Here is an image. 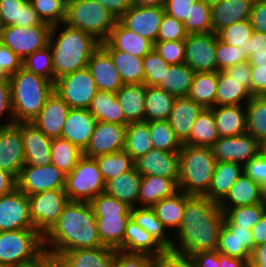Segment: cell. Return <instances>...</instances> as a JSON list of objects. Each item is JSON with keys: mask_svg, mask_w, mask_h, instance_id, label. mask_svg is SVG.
<instances>
[{"mask_svg": "<svg viewBox=\"0 0 266 267\" xmlns=\"http://www.w3.org/2000/svg\"><path fill=\"white\" fill-rule=\"evenodd\" d=\"M14 123L32 122L54 91V84L21 67L9 76Z\"/></svg>", "mask_w": 266, "mask_h": 267, "instance_id": "cell-4", "label": "cell"}, {"mask_svg": "<svg viewBox=\"0 0 266 267\" xmlns=\"http://www.w3.org/2000/svg\"><path fill=\"white\" fill-rule=\"evenodd\" d=\"M9 113L12 120L9 123H0V127H6L15 124L12 114V104H11V88L9 77H0V118Z\"/></svg>", "mask_w": 266, "mask_h": 267, "instance_id": "cell-68", "label": "cell"}, {"mask_svg": "<svg viewBox=\"0 0 266 267\" xmlns=\"http://www.w3.org/2000/svg\"><path fill=\"white\" fill-rule=\"evenodd\" d=\"M264 191L265 189L260 184L243 172L219 206L220 208H235L265 203Z\"/></svg>", "mask_w": 266, "mask_h": 267, "instance_id": "cell-26", "label": "cell"}, {"mask_svg": "<svg viewBox=\"0 0 266 267\" xmlns=\"http://www.w3.org/2000/svg\"><path fill=\"white\" fill-rule=\"evenodd\" d=\"M126 125L97 121L90 142L83 151V156L97 158L122 151L125 148Z\"/></svg>", "mask_w": 266, "mask_h": 267, "instance_id": "cell-16", "label": "cell"}, {"mask_svg": "<svg viewBox=\"0 0 266 267\" xmlns=\"http://www.w3.org/2000/svg\"><path fill=\"white\" fill-rule=\"evenodd\" d=\"M184 25L188 34L211 32V7L204 0H197L192 4L189 19L185 20Z\"/></svg>", "mask_w": 266, "mask_h": 267, "instance_id": "cell-54", "label": "cell"}, {"mask_svg": "<svg viewBox=\"0 0 266 267\" xmlns=\"http://www.w3.org/2000/svg\"><path fill=\"white\" fill-rule=\"evenodd\" d=\"M90 204L95 217H131V207L105 192L96 196Z\"/></svg>", "mask_w": 266, "mask_h": 267, "instance_id": "cell-56", "label": "cell"}, {"mask_svg": "<svg viewBox=\"0 0 266 267\" xmlns=\"http://www.w3.org/2000/svg\"><path fill=\"white\" fill-rule=\"evenodd\" d=\"M218 72H195L187 97L204 108L216 106Z\"/></svg>", "mask_w": 266, "mask_h": 267, "instance_id": "cell-41", "label": "cell"}, {"mask_svg": "<svg viewBox=\"0 0 266 267\" xmlns=\"http://www.w3.org/2000/svg\"><path fill=\"white\" fill-rule=\"evenodd\" d=\"M95 159L105 182L135 168V161L125 150L100 155Z\"/></svg>", "mask_w": 266, "mask_h": 267, "instance_id": "cell-51", "label": "cell"}, {"mask_svg": "<svg viewBox=\"0 0 266 267\" xmlns=\"http://www.w3.org/2000/svg\"><path fill=\"white\" fill-rule=\"evenodd\" d=\"M50 25L41 20L29 0H0V27Z\"/></svg>", "mask_w": 266, "mask_h": 267, "instance_id": "cell-27", "label": "cell"}, {"mask_svg": "<svg viewBox=\"0 0 266 267\" xmlns=\"http://www.w3.org/2000/svg\"><path fill=\"white\" fill-rule=\"evenodd\" d=\"M243 173V166L230 161H217L212 182L204 195L209 200L220 203Z\"/></svg>", "mask_w": 266, "mask_h": 267, "instance_id": "cell-33", "label": "cell"}, {"mask_svg": "<svg viewBox=\"0 0 266 267\" xmlns=\"http://www.w3.org/2000/svg\"><path fill=\"white\" fill-rule=\"evenodd\" d=\"M178 190V184L172 178L142 176L138 203L141 204V207H152Z\"/></svg>", "mask_w": 266, "mask_h": 267, "instance_id": "cell-37", "label": "cell"}, {"mask_svg": "<svg viewBox=\"0 0 266 267\" xmlns=\"http://www.w3.org/2000/svg\"><path fill=\"white\" fill-rule=\"evenodd\" d=\"M135 168L142 176L172 178L178 184L179 151L169 152L153 148L135 161Z\"/></svg>", "mask_w": 266, "mask_h": 267, "instance_id": "cell-19", "label": "cell"}, {"mask_svg": "<svg viewBox=\"0 0 266 267\" xmlns=\"http://www.w3.org/2000/svg\"><path fill=\"white\" fill-rule=\"evenodd\" d=\"M18 229H34V226L28 196L15 188L0 197V232Z\"/></svg>", "mask_w": 266, "mask_h": 267, "instance_id": "cell-15", "label": "cell"}, {"mask_svg": "<svg viewBox=\"0 0 266 267\" xmlns=\"http://www.w3.org/2000/svg\"><path fill=\"white\" fill-rule=\"evenodd\" d=\"M261 143L251 134L219 137L211 146L216 161H230L244 166L261 151Z\"/></svg>", "mask_w": 266, "mask_h": 267, "instance_id": "cell-14", "label": "cell"}, {"mask_svg": "<svg viewBox=\"0 0 266 267\" xmlns=\"http://www.w3.org/2000/svg\"><path fill=\"white\" fill-rule=\"evenodd\" d=\"M220 209L224 213L225 225H239L251 230L266 212V203Z\"/></svg>", "mask_w": 266, "mask_h": 267, "instance_id": "cell-50", "label": "cell"}, {"mask_svg": "<svg viewBox=\"0 0 266 267\" xmlns=\"http://www.w3.org/2000/svg\"><path fill=\"white\" fill-rule=\"evenodd\" d=\"M144 84L158 87L164 80L169 64L153 49L143 57Z\"/></svg>", "mask_w": 266, "mask_h": 267, "instance_id": "cell-58", "label": "cell"}, {"mask_svg": "<svg viewBox=\"0 0 266 267\" xmlns=\"http://www.w3.org/2000/svg\"><path fill=\"white\" fill-rule=\"evenodd\" d=\"M38 16L45 23L63 24L66 17V2L64 0H29Z\"/></svg>", "mask_w": 266, "mask_h": 267, "instance_id": "cell-57", "label": "cell"}, {"mask_svg": "<svg viewBox=\"0 0 266 267\" xmlns=\"http://www.w3.org/2000/svg\"><path fill=\"white\" fill-rule=\"evenodd\" d=\"M165 248L130 217L123 237V252L156 256Z\"/></svg>", "mask_w": 266, "mask_h": 267, "instance_id": "cell-34", "label": "cell"}, {"mask_svg": "<svg viewBox=\"0 0 266 267\" xmlns=\"http://www.w3.org/2000/svg\"><path fill=\"white\" fill-rule=\"evenodd\" d=\"M153 149L148 121L128 123L124 150L136 161Z\"/></svg>", "mask_w": 266, "mask_h": 267, "instance_id": "cell-44", "label": "cell"}, {"mask_svg": "<svg viewBox=\"0 0 266 267\" xmlns=\"http://www.w3.org/2000/svg\"><path fill=\"white\" fill-rule=\"evenodd\" d=\"M175 99L160 87L146 85L144 121L168 120Z\"/></svg>", "mask_w": 266, "mask_h": 267, "instance_id": "cell-40", "label": "cell"}, {"mask_svg": "<svg viewBox=\"0 0 266 267\" xmlns=\"http://www.w3.org/2000/svg\"><path fill=\"white\" fill-rule=\"evenodd\" d=\"M149 129L154 149L169 152L180 151L182 143L176 137L168 120L150 121Z\"/></svg>", "mask_w": 266, "mask_h": 267, "instance_id": "cell-52", "label": "cell"}, {"mask_svg": "<svg viewBox=\"0 0 266 267\" xmlns=\"http://www.w3.org/2000/svg\"><path fill=\"white\" fill-rule=\"evenodd\" d=\"M254 244L258 246L266 242V212L263 214L261 219L251 229Z\"/></svg>", "mask_w": 266, "mask_h": 267, "instance_id": "cell-75", "label": "cell"}, {"mask_svg": "<svg viewBox=\"0 0 266 267\" xmlns=\"http://www.w3.org/2000/svg\"><path fill=\"white\" fill-rule=\"evenodd\" d=\"M219 267H247V262L219 253Z\"/></svg>", "mask_w": 266, "mask_h": 267, "instance_id": "cell-78", "label": "cell"}, {"mask_svg": "<svg viewBox=\"0 0 266 267\" xmlns=\"http://www.w3.org/2000/svg\"><path fill=\"white\" fill-rule=\"evenodd\" d=\"M146 85L124 84L116 93L128 123L144 121Z\"/></svg>", "mask_w": 266, "mask_h": 267, "instance_id": "cell-35", "label": "cell"}, {"mask_svg": "<svg viewBox=\"0 0 266 267\" xmlns=\"http://www.w3.org/2000/svg\"><path fill=\"white\" fill-rule=\"evenodd\" d=\"M243 172L266 189V155L262 151L243 166Z\"/></svg>", "mask_w": 266, "mask_h": 267, "instance_id": "cell-65", "label": "cell"}, {"mask_svg": "<svg viewBox=\"0 0 266 267\" xmlns=\"http://www.w3.org/2000/svg\"><path fill=\"white\" fill-rule=\"evenodd\" d=\"M188 33L183 22L164 13L156 42L185 40Z\"/></svg>", "mask_w": 266, "mask_h": 267, "instance_id": "cell-60", "label": "cell"}, {"mask_svg": "<svg viewBox=\"0 0 266 267\" xmlns=\"http://www.w3.org/2000/svg\"><path fill=\"white\" fill-rule=\"evenodd\" d=\"M69 201L91 202L105 191V181L95 158L83 156L65 179Z\"/></svg>", "mask_w": 266, "mask_h": 267, "instance_id": "cell-8", "label": "cell"}, {"mask_svg": "<svg viewBox=\"0 0 266 267\" xmlns=\"http://www.w3.org/2000/svg\"><path fill=\"white\" fill-rule=\"evenodd\" d=\"M231 78L245 81V89L251 94V65L249 61L233 65L224 70Z\"/></svg>", "mask_w": 266, "mask_h": 267, "instance_id": "cell-71", "label": "cell"}, {"mask_svg": "<svg viewBox=\"0 0 266 267\" xmlns=\"http://www.w3.org/2000/svg\"><path fill=\"white\" fill-rule=\"evenodd\" d=\"M154 50L169 65L185 63V40L155 42Z\"/></svg>", "mask_w": 266, "mask_h": 267, "instance_id": "cell-61", "label": "cell"}, {"mask_svg": "<svg viewBox=\"0 0 266 267\" xmlns=\"http://www.w3.org/2000/svg\"><path fill=\"white\" fill-rule=\"evenodd\" d=\"M195 72L185 63L170 65L158 86L175 97H187Z\"/></svg>", "mask_w": 266, "mask_h": 267, "instance_id": "cell-45", "label": "cell"}, {"mask_svg": "<svg viewBox=\"0 0 266 267\" xmlns=\"http://www.w3.org/2000/svg\"><path fill=\"white\" fill-rule=\"evenodd\" d=\"M216 162L211 147L182 144L178 189L188 195L204 196L210 188Z\"/></svg>", "mask_w": 266, "mask_h": 267, "instance_id": "cell-5", "label": "cell"}, {"mask_svg": "<svg viewBox=\"0 0 266 267\" xmlns=\"http://www.w3.org/2000/svg\"><path fill=\"white\" fill-rule=\"evenodd\" d=\"M250 65H266V34L254 31L247 44Z\"/></svg>", "mask_w": 266, "mask_h": 267, "instance_id": "cell-63", "label": "cell"}, {"mask_svg": "<svg viewBox=\"0 0 266 267\" xmlns=\"http://www.w3.org/2000/svg\"><path fill=\"white\" fill-rule=\"evenodd\" d=\"M166 0H132V5L138 7H162L164 8Z\"/></svg>", "mask_w": 266, "mask_h": 267, "instance_id": "cell-79", "label": "cell"}, {"mask_svg": "<svg viewBox=\"0 0 266 267\" xmlns=\"http://www.w3.org/2000/svg\"><path fill=\"white\" fill-rule=\"evenodd\" d=\"M21 131L25 164L44 166L51 164V141L32 122H20L15 124Z\"/></svg>", "mask_w": 266, "mask_h": 267, "instance_id": "cell-18", "label": "cell"}, {"mask_svg": "<svg viewBox=\"0 0 266 267\" xmlns=\"http://www.w3.org/2000/svg\"><path fill=\"white\" fill-rule=\"evenodd\" d=\"M255 0H223L211 7L212 32L240 21L249 20Z\"/></svg>", "mask_w": 266, "mask_h": 267, "instance_id": "cell-28", "label": "cell"}, {"mask_svg": "<svg viewBox=\"0 0 266 267\" xmlns=\"http://www.w3.org/2000/svg\"><path fill=\"white\" fill-rule=\"evenodd\" d=\"M249 58L245 55L240 47H233L225 44L217 38L216 44V61L217 72L248 61Z\"/></svg>", "mask_w": 266, "mask_h": 267, "instance_id": "cell-59", "label": "cell"}, {"mask_svg": "<svg viewBox=\"0 0 266 267\" xmlns=\"http://www.w3.org/2000/svg\"><path fill=\"white\" fill-rule=\"evenodd\" d=\"M66 174L55 165L25 164L16 178L17 188L27 196L43 191L65 188Z\"/></svg>", "mask_w": 266, "mask_h": 267, "instance_id": "cell-12", "label": "cell"}, {"mask_svg": "<svg viewBox=\"0 0 266 267\" xmlns=\"http://www.w3.org/2000/svg\"><path fill=\"white\" fill-rule=\"evenodd\" d=\"M109 54L123 84L144 83L143 58L112 49L105 41L100 44Z\"/></svg>", "mask_w": 266, "mask_h": 267, "instance_id": "cell-36", "label": "cell"}, {"mask_svg": "<svg viewBox=\"0 0 266 267\" xmlns=\"http://www.w3.org/2000/svg\"><path fill=\"white\" fill-rule=\"evenodd\" d=\"M54 91L70 108L88 109L98 92L88 67L71 72L54 82Z\"/></svg>", "mask_w": 266, "mask_h": 267, "instance_id": "cell-9", "label": "cell"}, {"mask_svg": "<svg viewBox=\"0 0 266 267\" xmlns=\"http://www.w3.org/2000/svg\"><path fill=\"white\" fill-rule=\"evenodd\" d=\"M223 225L224 213L219 203L205 196L186 194L183 220L176 232L178 244H173L172 249L189 256L215 251Z\"/></svg>", "mask_w": 266, "mask_h": 267, "instance_id": "cell-1", "label": "cell"}, {"mask_svg": "<svg viewBox=\"0 0 266 267\" xmlns=\"http://www.w3.org/2000/svg\"><path fill=\"white\" fill-rule=\"evenodd\" d=\"M154 257L115 249L114 267H153Z\"/></svg>", "mask_w": 266, "mask_h": 267, "instance_id": "cell-64", "label": "cell"}, {"mask_svg": "<svg viewBox=\"0 0 266 267\" xmlns=\"http://www.w3.org/2000/svg\"><path fill=\"white\" fill-rule=\"evenodd\" d=\"M22 60L0 42V77H9L22 67Z\"/></svg>", "mask_w": 266, "mask_h": 267, "instance_id": "cell-66", "label": "cell"}, {"mask_svg": "<svg viewBox=\"0 0 266 267\" xmlns=\"http://www.w3.org/2000/svg\"><path fill=\"white\" fill-rule=\"evenodd\" d=\"M22 67L54 84L53 58L49 45L27 56L22 62Z\"/></svg>", "mask_w": 266, "mask_h": 267, "instance_id": "cell-55", "label": "cell"}, {"mask_svg": "<svg viewBox=\"0 0 266 267\" xmlns=\"http://www.w3.org/2000/svg\"><path fill=\"white\" fill-rule=\"evenodd\" d=\"M185 204L186 194L182 190H178L173 195L163 198L151 208L166 229L176 228L177 232L183 220Z\"/></svg>", "mask_w": 266, "mask_h": 267, "instance_id": "cell-39", "label": "cell"}, {"mask_svg": "<svg viewBox=\"0 0 266 267\" xmlns=\"http://www.w3.org/2000/svg\"><path fill=\"white\" fill-rule=\"evenodd\" d=\"M105 42L114 50L141 58L154 49L152 41L128 30L119 21L116 22Z\"/></svg>", "mask_w": 266, "mask_h": 267, "instance_id": "cell-29", "label": "cell"}, {"mask_svg": "<svg viewBox=\"0 0 266 267\" xmlns=\"http://www.w3.org/2000/svg\"><path fill=\"white\" fill-rule=\"evenodd\" d=\"M106 7L111 14L118 20L125 12L128 11L132 0H94Z\"/></svg>", "mask_w": 266, "mask_h": 267, "instance_id": "cell-72", "label": "cell"}, {"mask_svg": "<svg viewBox=\"0 0 266 267\" xmlns=\"http://www.w3.org/2000/svg\"><path fill=\"white\" fill-rule=\"evenodd\" d=\"M217 34H188L185 39V64L194 72H217Z\"/></svg>", "mask_w": 266, "mask_h": 267, "instance_id": "cell-13", "label": "cell"}, {"mask_svg": "<svg viewBox=\"0 0 266 267\" xmlns=\"http://www.w3.org/2000/svg\"><path fill=\"white\" fill-rule=\"evenodd\" d=\"M242 107L241 105L211 107L219 137L239 136L247 133L246 109Z\"/></svg>", "mask_w": 266, "mask_h": 267, "instance_id": "cell-31", "label": "cell"}, {"mask_svg": "<svg viewBox=\"0 0 266 267\" xmlns=\"http://www.w3.org/2000/svg\"><path fill=\"white\" fill-rule=\"evenodd\" d=\"M249 20L254 31L266 34V0H255Z\"/></svg>", "mask_w": 266, "mask_h": 267, "instance_id": "cell-70", "label": "cell"}, {"mask_svg": "<svg viewBox=\"0 0 266 267\" xmlns=\"http://www.w3.org/2000/svg\"><path fill=\"white\" fill-rule=\"evenodd\" d=\"M129 219L130 217H96L101 243L123 251V237Z\"/></svg>", "mask_w": 266, "mask_h": 267, "instance_id": "cell-48", "label": "cell"}, {"mask_svg": "<svg viewBox=\"0 0 266 267\" xmlns=\"http://www.w3.org/2000/svg\"><path fill=\"white\" fill-rule=\"evenodd\" d=\"M67 267H114L115 249L108 246L75 249L59 255Z\"/></svg>", "mask_w": 266, "mask_h": 267, "instance_id": "cell-30", "label": "cell"}, {"mask_svg": "<svg viewBox=\"0 0 266 267\" xmlns=\"http://www.w3.org/2000/svg\"><path fill=\"white\" fill-rule=\"evenodd\" d=\"M244 106L247 133L262 143L266 139V96H252Z\"/></svg>", "mask_w": 266, "mask_h": 267, "instance_id": "cell-49", "label": "cell"}, {"mask_svg": "<svg viewBox=\"0 0 266 267\" xmlns=\"http://www.w3.org/2000/svg\"><path fill=\"white\" fill-rule=\"evenodd\" d=\"M82 157L83 151L67 139L62 137L52 139L51 163L63 173H70Z\"/></svg>", "mask_w": 266, "mask_h": 267, "instance_id": "cell-46", "label": "cell"}, {"mask_svg": "<svg viewBox=\"0 0 266 267\" xmlns=\"http://www.w3.org/2000/svg\"><path fill=\"white\" fill-rule=\"evenodd\" d=\"M118 20L111 12L94 0H71L66 4L64 23L105 41Z\"/></svg>", "mask_w": 266, "mask_h": 267, "instance_id": "cell-6", "label": "cell"}, {"mask_svg": "<svg viewBox=\"0 0 266 267\" xmlns=\"http://www.w3.org/2000/svg\"><path fill=\"white\" fill-rule=\"evenodd\" d=\"M219 135L211 108H204L196 118L189 139L184 143L190 146L211 147Z\"/></svg>", "mask_w": 266, "mask_h": 267, "instance_id": "cell-42", "label": "cell"}, {"mask_svg": "<svg viewBox=\"0 0 266 267\" xmlns=\"http://www.w3.org/2000/svg\"><path fill=\"white\" fill-rule=\"evenodd\" d=\"M203 109L189 97H176L174 100L168 121L182 144L189 139L193 124Z\"/></svg>", "mask_w": 266, "mask_h": 267, "instance_id": "cell-25", "label": "cell"}, {"mask_svg": "<svg viewBox=\"0 0 266 267\" xmlns=\"http://www.w3.org/2000/svg\"><path fill=\"white\" fill-rule=\"evenodd\" d=\"M88 68L98 91L116 93L124 85L110 54L101 45L90 57Z\"/></svg>", "mask_w": 266, "mask_h": 267, "instance_id": "cell-23", "label": "cell"}, {"mask_svg": "<svg viewBox=\"0 0 266 267\" xmlns=\"http://www.w3.org/2000/svg\"><path fill=\"white\" fill-rule=\"evenodd\" d=\"M24 165L25 155L20 129L15 124L0 127V169L17 178Z\"/></svg>", "mask_w": 266, "mask_h": 267, "instance_id": "cell-20", "label": "cell"}, {"mask_svg": "<svg viewBox=\"0 0 266 267\" xmlns=\"http://www.w3.org/2000/svg\"><path fill=\"white\" fill-rule=\"evenodd\" d=\"M41 267H67L63 260L45 250L41 253Z\"/></svg>", "mask_w": 266, "mask_h": 267, "instance_id": "cell-76", "label": "cell"}, {"mask_svg": "<svg viewBox=\"0 0 266 267\" xmlns=\"http://www.w3.org/2000/svg\"><path fill=\"white\" fill-rule=\"evenodd\" d=\"M142 175L136 168L122 173L105 182V193L126 203L131 208L140 206L138 202Z\"/></svg>", "mask_w": 266, "mask_h": 267, "instance_id": "cell-32", "label": "cell"}, {"mask_svg": "<svg viewBox=\"0 0 266 267\" xmlns=\"http://www.w3.org/2000/svg\"><path fill=\"white\" fill-rule=\"evenodd\" d=\"M98 246L103 244L90 202L68 201L59 219L43 235L44 250L56 256L70 250Z\"/></svg>", "mask_w": 266, "mask_h": 267, "instance_id": "cell-2", "label": "cell"}, {"mask_svg": "<svg viewBox=\"0 0 266 267\" xmlns=\"http://www.w3.org/2000/svg\"><path fill=\"white\" fill-rule=\"evenodd\" d=\"M10 267H41V254L33 261L23 263V264H18L15 266H10Z\"/></svg>", "mask_w": 266, "mask_h": 267, "instance_id": "cell-80", "label": "cell"}, {"mask_svg": "<svg viewBox=\"0 0 266 267\" xmlns=\"http://www.w3.org/2000/svg\"><path fill=\"white\" fill-rule=\"evenodd\" d=\"M43 251V236L36 229L0 232V266L2 267L33 261Z\"/></svg>", "mask_w": 266, "mask_h": 267, "instance_id": "cell-7", "label": "cell"}, {"mask_svg": "<svg viewBox=\"0 0 266 267\" xmlns=\"http://www.w3.org/2000/svg\"><path fill=\"white\" fill-rule=\"evenodd\" d=\"M17 188L16 177L8 171L0 169V197Z\"/></svg>", "mask_w": 266, "mask_h": 267, "instance_id": "cell-74", "label": "cell"}, {"mask_svg": "<svg viewBox=\"0 0 266 267\" xmlns=\"http://www.w3.org/2000/svg\"><path fill=\"white\" fill-rule=\"evenodd\" d=\"M153 267H195L191 256L174 249H165L154 256Z\"/></svg>", "mask_w": 266, "mask_h": 267, "instance_id": "cell-62", "label": "cell"}, {"mask_svg": "<svg viewBox=\"0 0 266 267\" xmlns=\"http://www.w3.org/2000/svg\"><path fill=\"white\" fill-rule=\"evenodd\" d=\"M51 25L31 27H0V42L10 48L22 61L48 45Z\"/></svg>", "mask_w": 266, "mask_h": 267, "instance_id": "cell-11", "label": "cell"}, {"mask_svg": "<svg viewBox=\"0 0 266 267\" xmlns=\"http://www.w3.org/2000/svg\"><path fill=\"white\" fill-rule=\"evenodd\" d=\"M254 248L250 229L239 225H223L219 235L218 253L248 262Z\"/></svg>", "mask_w": 266, "mask_h": 267, "instance_id": "cell-21", "label": "cell"}, {"mask_svg": "<svg viewBox=\"0 0 266 267\" xmlns=\"http://www.w3.org/2000/svg\"><path fill=\"white\" fill-rule=\"evenodd\" d=\"M196 1L197 0H166L164 10L169 16L184 23L186 19H189L190 8Z\"/></svg>", "mask_w": 266, "mask_h": 267, "instance_id": "cell-67", "label": "cell"}, {"mask_svg": "<svg viewBox=\"0 0 266 267\" xmlns=\"http://www.w3.org/2000/svg\"><path fill=\"white\" fill-rule=\"evenodd\" d=\"M252 95L245 89V81L229 77L224 71H218L216 105H241L247 103Z\"/></svg>", "mask_w": 266, "mask_h": 267, "instance_id": "cell-43", "label": "cell"}, {"mask_svg": "<svg viewBox=\"0 0 266 267\" xmlns=\"http://www.w3.org/2000/svg\"><path fill=\"white\" fill-rule=\"evenodd\" d=\"M69 110L70 106L53 91L32 123L51 139L61 137Z\"/></svg>", "mask_w": 266, "mask_h": 267, "instance_id": "cell-22", "label": "cell"}, {"mask_svg": "<svg viewBox=\"0 0 266 267\" xmlns=\"http://www.w3.org/2000/svg\"><path fill=\"white\" fill-rule=\"evenodd\" d=\"M251 95L266 96V65H251Z\"/></svg>", "mask_w": 266, "mask_h": 267, "instance_id": "cell-69", "label": "cell"}, {"mask_svg": "<svg viewBox=\"0 0 266 267\" xmlns=\"http://www.w3.org/2000/svg\"><path fill=\"white\" fill-rule=\"evenodd\" d=\"M247 263H260L266 265V242L255 246L251 258Z\"/></svg>", "mask_w": 266, "mask_h": 267, "instance_id": "cell-77", "label": "cell"}, {"mask_svg": "<svg viewBox=\"0 0 266 267\" xmlns=\"http://www.w3.org/2000/svg\"><path fill=\"white\" fill-rule=\"evenodd\" d=\"M253 32L250 20H245L226 26L216 34L218 39L225 44L242 48L247 56V44Z\"/></svg>", "mask_w": 266, "mask_h": 267, "instance_id": "cell-53", "label": "cell"}, {"mask_svg": "<svg viewBox=\"0 0 266 267\" xmlns=\"http://www.w3.org/2000/svg\"><path fill=\"white\" fill-rule=\"evenodd\" d=\"M131 217L136 224L150 233L155 239L165 248L172 249L175 242L165 232L167 229L162 222L156 217L154 210L151 207L137 206L131 208Z\"/></svg>", "mask_w": 266, "mask_h": 267, "instance_id": "cell-47", "label": "cell"}, {"mask_svg": "<svg viewBox=\"0 0 266 267\" xmlns=\"http://www.w3.org/2000/svg\"><path fill=\"white\" fill-rule=\"evenodd\" d=\"M164 13L162 7H138L131 4L118 21L128 30L155 43Z\"/></svg>", "mask_w": 266, "mask_h": 267, "instance_id": "cell-17", "label": "cell"}, {"mask_svg": "<svg viewBox=\"0 0 266 267\" xmlns=\"http://www.w3.org/2000/svg\"><path fill=\"white\" fill-rule=\"evenodd\" d=\"M60 25L64 29L57 35ZM60 25L51 26L48 40L53 58L54 82L71 72L88 67L90 57L101 44L89 33L65 23Z\"/></svg>", "mask_w": 266, "mask_h": 267, "instance_id": "cell-3", "label": "cell"}, {"mask_svg": "<svg viewBox=\"0 0 266 267\" xmlns=\"http://www.w3.org/2000/svg\"><path fill=\"white\" fill-rule=\"evenodd\" d=\"M96 123V118L88 109L70 108L61 137L84 151L90 142Z\"/></svg>", "mask_w": 266, "mask_h": 267, "instance_id": "cell-24", "label": "cell"}, {"mask_svg": "<svg viewBox=\"0 0 266 267\" xmlns=\"http://www.w3.org/2000/svg\"><path fill=\"white\" fill-rule=\"evenodd\" d=\"M195 267H219V253L215 251L200 252L191 256Z\"/></svg>", "mask_w": 266, "mask_h": 267, "instance_id": "cell-73", "label": "cell"}, {"mask_svg": "<svg viewBox=\"0 0 266 267\" xmlns=\"http://www.w3.org/2000/svg\"><path fill=\"white\" fill-rule=\"evenodd\" d=\"M30 218L42 236L59 219L69 198L64 188L39 192L28 196Z\"/></svg>", "mask_w": 266, "mask_h": 267, "instance_id": "cell-10", "label": "cell"}, {"mask_svg": "<svg viewBox=\"0 0 266 267\" xmlns=\"http://www.w3.org/2000/svg\"><path fill=\"white\" fill-rule=\"evenodd\" d=\"M88 110L94 115L97 121L126 126L128 124L115 93L98 91L93 97Z\"/></svg>", "mask_w": 266, "mask_h": 267, "instance_id": "cell-38", "label": "cell"}]
</instances>
